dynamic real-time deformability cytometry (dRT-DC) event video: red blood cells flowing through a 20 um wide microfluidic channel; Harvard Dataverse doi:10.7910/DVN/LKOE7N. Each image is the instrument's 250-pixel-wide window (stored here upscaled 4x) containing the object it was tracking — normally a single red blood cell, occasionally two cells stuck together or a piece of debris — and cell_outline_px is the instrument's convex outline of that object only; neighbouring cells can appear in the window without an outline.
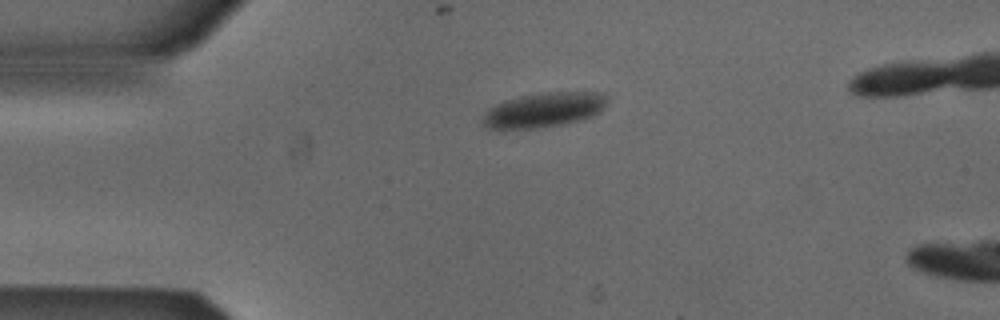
{"species": "Egyptian fruit bat (a non-hibernating species)", "species_latin": "Rousettus aegyptiacus", "temperature_condition": "cold", "stored_images_in_passage": 3, "camera_frame_rate_fps": 3000, "um_per_image_px": 0.085, "animal": {"sex": "male"}, "frame": {"image": 1, "passage_image": 1, "time_ms": 0.0, "image_size_px": [1000, 320], "cell_outline_px": [[608, 100], [604, 108], [600, 112], [592, 116], [560, 124], [536, 128], [488, 128], [480, 120], [484, 112], [488, 108], [504, 100], [520, 96], [540, 92], [604, 92], [608, 96]], "centroid_in_image_um": [46.23, 9.31], "position_along_channel_um": 38.8, "area_um2": 25.2}}